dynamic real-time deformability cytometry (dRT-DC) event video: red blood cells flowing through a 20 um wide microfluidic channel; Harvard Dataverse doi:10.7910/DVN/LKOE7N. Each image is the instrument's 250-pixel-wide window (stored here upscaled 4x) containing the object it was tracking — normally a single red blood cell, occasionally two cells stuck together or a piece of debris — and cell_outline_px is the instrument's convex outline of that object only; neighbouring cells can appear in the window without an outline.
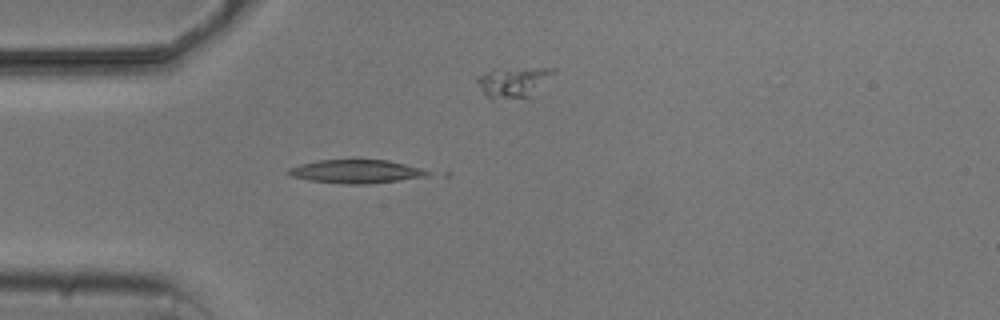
{"species": "common noctule bat (a hibernating species)", "species_latin": "Nyctalus noctula", "temperature_condition": "cold", "stored_images_in_passage": 7, "camera_frame_rate_fps": 3000, "um_per_image_px": 0.085, "animal": {"sex": "male", "body_mass_g": 20.5, "forearm_length_mm": 52.5}, "frame": {"image": 1, "passage_image": 1, "time_ms": 0.0, "image_size_px": [1000, 320], "cell_outline_px": [[432, 172], [428, 176], [400, 180], [368, 184], [344, 184], [308, 180], [292, 176], [284, 172], [288, 168], [300, 164], [320, 160], [388, 160], [420, 168]], "centroid_in_image_um": [30.24, 14.58], "position_along_channel_um": 54.8, "area_um2": 19.02}}
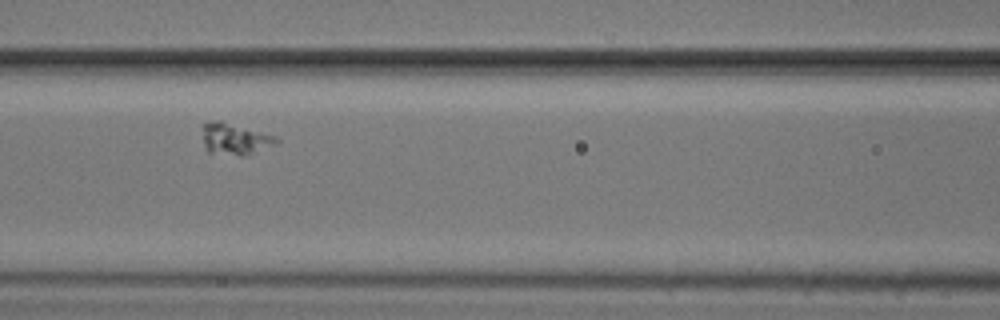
{"frame": {"image": 2, "passage_image": 4, "time_ms": 3.667, "image_size_px": [1000, 320], "cell_outline_px": [[280, 140], [276, 144], [244, 156], [240, 156], [208, 152], [204, 144], [200, 124], [216, 120], [220, 120], [276, 136]], "centroid_in_image_um": [19.93, 11.8], "position_along_channel_um": 146.7, "area_um2": 13.7}}
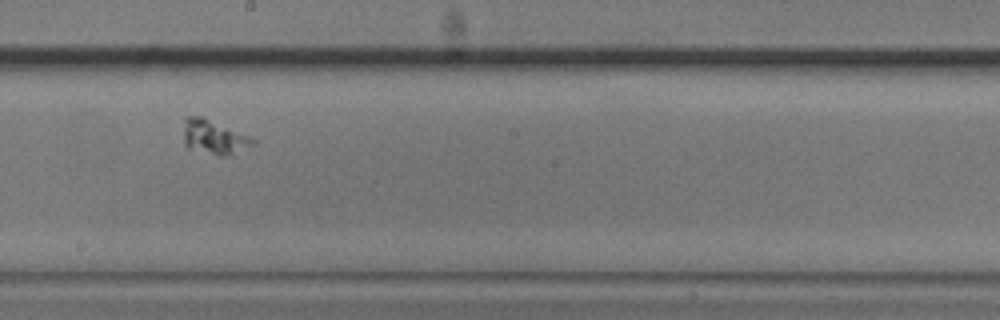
{"frame": {"image": 3, "passage_image": 6, "time_ms": 6.0, "image_size_px": [1000, 320], "cell_outline_px": [[256, 144], [224, 156], [220, 156], [188, 148], [184, 144], [184, 116], [200, 116], [248, 136], [256, 140]], "centroid_in_image_um": [18.14, 11.66], "position_along_channel_um": 230.1, "area_um2": 13.47}}